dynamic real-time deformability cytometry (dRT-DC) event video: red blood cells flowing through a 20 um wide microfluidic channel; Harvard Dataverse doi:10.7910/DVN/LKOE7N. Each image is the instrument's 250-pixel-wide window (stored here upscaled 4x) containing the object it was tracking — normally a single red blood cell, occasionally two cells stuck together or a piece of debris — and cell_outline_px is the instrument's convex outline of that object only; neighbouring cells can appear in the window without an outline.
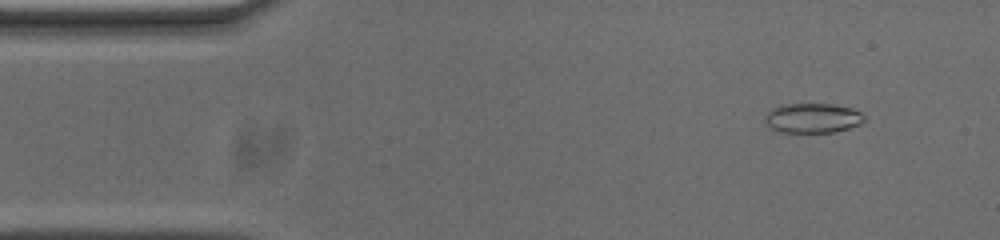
{"species": "common noctule bat (a hibernating species)", "species_latin": "Nyctalus noctula", "temperature_condition": "cold", "stored_images_in_passage": 52, "camera_frame_rate_fps": 3000, "um_per_image_px": 0.085, "animal": {"sex": "male", "body_mass_g": 20.0, "forearm_length_mm": 53.3}, "frame": {"image": 1, "passage_image": 3, "time_ms": 0.667, "image_size_px": [1000, 240], "cell_outline_px": [[864, 120], [860, 124], [848, 128], [832, 132], [780, 132], [768, 128], [764, 120], [764, 116], [772, 108], [780, 104], [832, 104], [852, 108], [860, 112], [864, 116]], "centroid_in_image_um": [69.02, 10.03], "position_along_channel_um": 16.0, "area_um2": 17.28}}
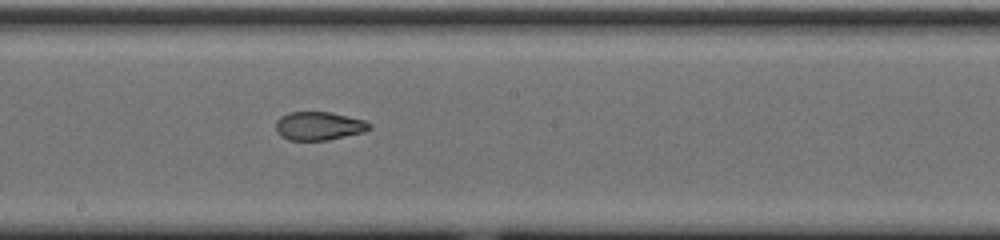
{"frame": {"image": 2, "passage_image": 26, "time_ms": 8.333, "image_size_px": [1000, 240], "cell_outline_px": [[372, 128], [364, 132], [328, 140], [288, 140], [280, 136], [276, 132], [276, 120], [280, 116], [288, 112], [332, 112], [364, 120], [372, 124]], "centroid_in_image_um": [27.1, 10.7], "position_along_channel_um": 221.1, "area_um2": 15.72}}
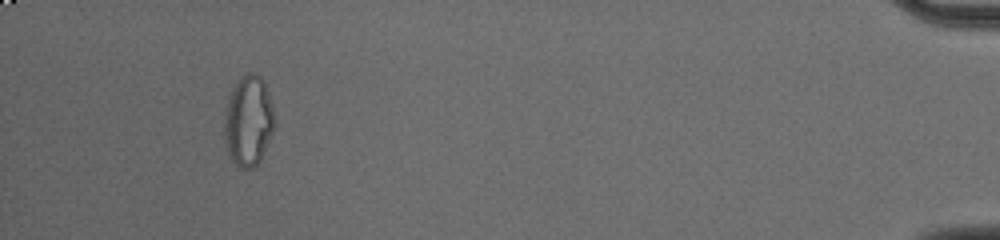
{"frame": {"image": 3, "passage_image": 48, "time_ms": 15.667, "image_size_px": [1000, 240], "cell_outline_px": [[276, 124], [260, 160], [252, 168], [240, 168], [228, 156], [224, 136], [224, 108], [232, 88], [240, 76], [248, 72], [252, 72], [260, 76], [264, 80], [272, 104], [276, 120]], "centroid_in_image_um": [21.1, 10.24], "position_along_channel_um": 414.1, "area_um2": 26.88}, "authors_computed_cell_mechanics": {"area_um2": 17.4556, "velocity_mm_per_s": 3.7124, "shape_relaxation_time_tau1_ms": null, "shape_relaxation_time_tau2_ms": 2.7566, "deformation_change_tau1": null, "deformation_change_tau2": 0.0867}}